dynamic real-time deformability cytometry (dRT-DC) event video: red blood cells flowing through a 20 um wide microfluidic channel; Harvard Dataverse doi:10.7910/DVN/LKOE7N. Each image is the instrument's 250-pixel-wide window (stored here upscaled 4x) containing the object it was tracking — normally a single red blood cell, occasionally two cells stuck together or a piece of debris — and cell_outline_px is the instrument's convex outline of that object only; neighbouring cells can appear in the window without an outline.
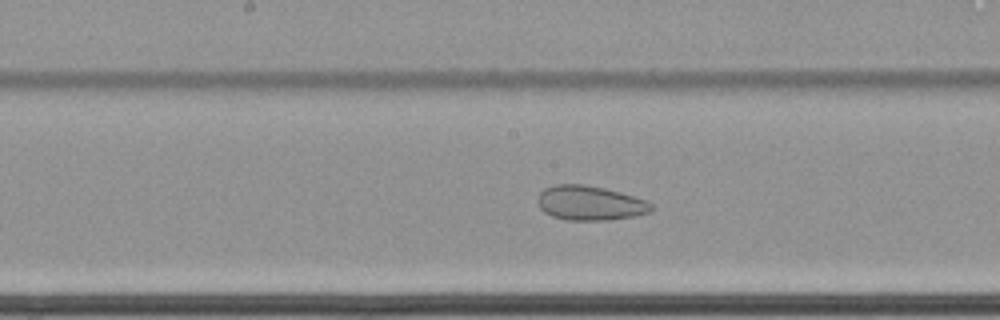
{"species": "common noctule bat (a hibernating species)", "species_latin": "Nyctalus noctula", "temperature_condition": "cold", "stored_images_in_passage": 44, "camera_frame_rate_fps": 3000, "um_per_image_px": 0.085, "animal": {"sex": "female", "body_mass_g": 22.7, "forearm_length_mm": 54.2}, "frame": {"image": 1, "passage_image": 16, "time_ms": 5.0, "image_size_px": [1000, 320], "cell_outline_px": [[652, 212], [632, 216], [608, 220], [568, 220], [552, 216], [544, 212], [540, 208], [536, 200], [540, 192], [544, 188], [556, 184], [584, 184], [604, 188], [632, 196], [644, 200], [652, 204]], "centroid_in_image_um": [50.1, 17.26], "position_along_channel_um": 198.1, "area_um2": 22.77}}
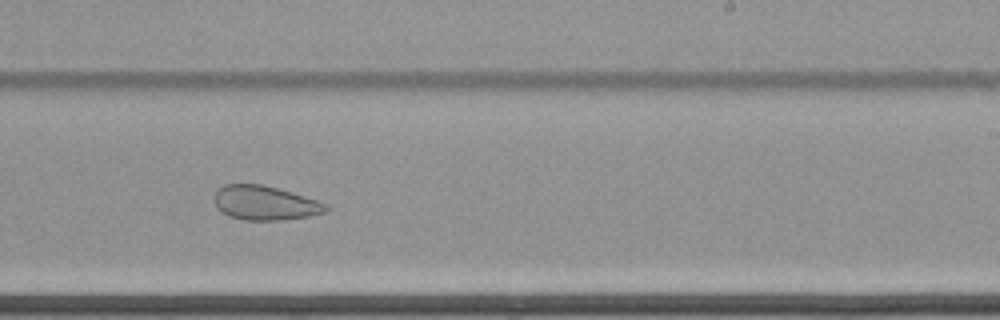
{"frame": {"image": 2, "passage_image": 22, "time_ms": 7.0, "image_size_px": [1000, 320], "cell_outline_px": [[328, 208], [324, 212], [308, 216], [280, 220], [244, 220], [232, 216], [216, 208], [216, 192], [224, 184], [260, 184], [276, 188], [304, 196], [328, 204]], "centroid_in_image_um": [22.53, 17.25], "position_along_channel_um": 266.5, "area_um2": 21.79}}
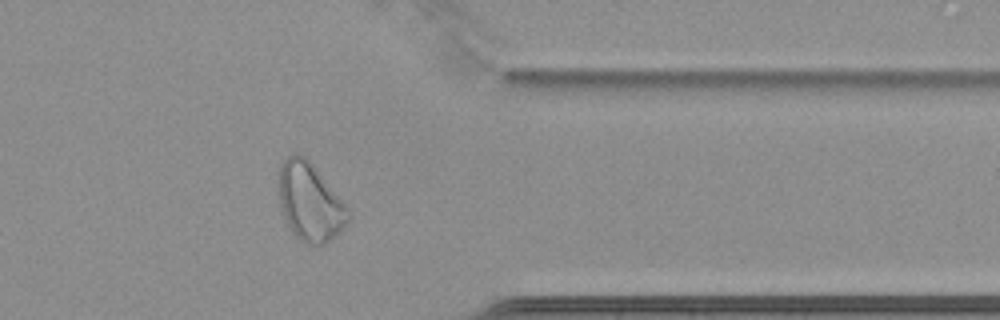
{"frame": {"image": 3, "passage_image": 33, "time_ms": 10.667, "image_size_px": [1000, 320], "cell_outline_px": [[352, 216], [340, 232], [324, 244], [304, 244], [292, 232], [280, 212], [276, 172], [280, 164], [288, 156], [296, 152], [300, 152], [312, 164], [352, 212]], "centroid_in_image_um": [26.3, 17.15], "position_along_channel_um": 385.1, "area_um2": 32.19}, "authors_computed_cell_mechanics": {"area_um2": 26.4724, "velocity_mm_per_s": 3.4317, "shape_relaxation_time_tau1_ms": null, "shape_relaxation_time_tau2_ms": 2.57, "deformation_change_tau1": null, "deformation_change_tau2": 0.0739}}